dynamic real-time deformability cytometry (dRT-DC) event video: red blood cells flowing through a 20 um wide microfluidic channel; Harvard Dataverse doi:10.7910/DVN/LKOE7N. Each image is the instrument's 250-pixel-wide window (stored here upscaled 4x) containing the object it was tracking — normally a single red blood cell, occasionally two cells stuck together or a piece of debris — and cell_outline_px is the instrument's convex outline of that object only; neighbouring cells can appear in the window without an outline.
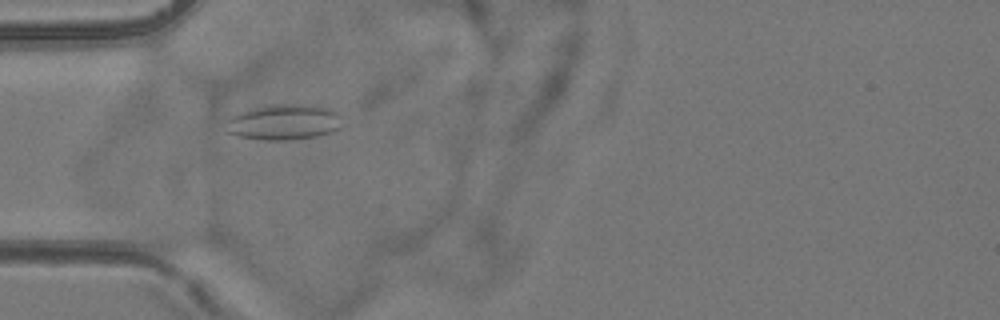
{"species": "common noctule bat (a hibernating species)", "species_latin": "Nyctalus noctula", "temperature_condition": "room temperature", "stored_images_in_passage": 6, "camera_frame_rate_fps": 3000, "um_per_image_px": 0.085, "animal": {"sex": "female", "body_mass_g": 24.6, "forearm_length_mm": 56.2}, "frame": {"image": 1, "passage_image": 5, "time_ms": 4.667, "image_size_px": [1000, 320], "cell_outline_px": [[340, 128], [332, 132], [320, 136], [288, 140], [264, 140], [236, 136], [224, 132], [228, 120], [232, 116], [240, 112], [252, 108], [268, 104], [304, 104], [332, 108], [340, 116]], "centroid_in_image_um": [24.11, 10.38], "position_along_channel_um": 60.9, "area_um2": 24.45}}